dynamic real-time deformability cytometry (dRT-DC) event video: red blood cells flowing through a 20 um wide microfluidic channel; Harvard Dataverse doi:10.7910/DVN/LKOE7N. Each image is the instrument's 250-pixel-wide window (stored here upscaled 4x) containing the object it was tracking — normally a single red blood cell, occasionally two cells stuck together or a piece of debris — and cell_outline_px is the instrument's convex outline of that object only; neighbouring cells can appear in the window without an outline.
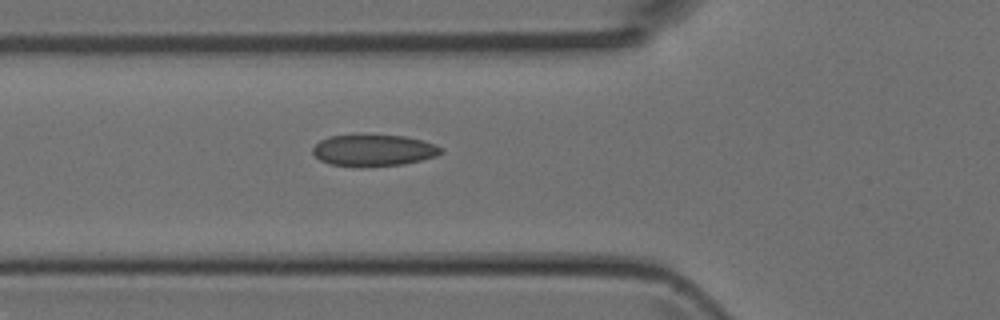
{"species": "Egyptian fruit bat (a non-hibernating species)", "species_latin": "Rousettus aegyptiacus", "temperature_condition": "room temperature", "stored_images_in_passage": 5, "camera_frame_rate_fps": 3000, "um_per_image_px": 0.085, "animal": {"sex": "female"}, "frame": {"image": 1, "passage_image": 5, "time_ms": 1.333, "image_size_px": [1000, 320], "cell_outline_px": [[444, 152], [436, 156], [404, 164], [360, 168], [328, 164], [320, 160], [312, 152], [312, 148], [320, 140], [328, 136], [360, 132], [364, 132], [404, 136], [420, 140], [432, 144], [440, 148]], "centroid_in_image_um": [31.67, 12.75], "position_along_channel_um": 94.1, "area_um2": 24.57}}